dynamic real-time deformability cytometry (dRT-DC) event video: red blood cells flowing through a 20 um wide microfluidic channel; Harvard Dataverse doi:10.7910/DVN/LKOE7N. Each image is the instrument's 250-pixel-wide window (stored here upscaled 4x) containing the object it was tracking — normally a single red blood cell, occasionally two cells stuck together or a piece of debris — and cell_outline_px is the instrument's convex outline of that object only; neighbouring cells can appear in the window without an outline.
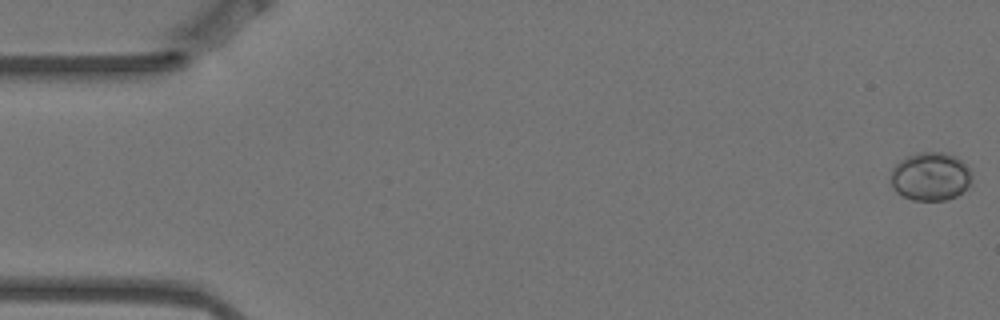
{"species": "Egyptian fruit bat (a non-hibernating species)", "species_latin": "Rousettus aegyptiacus", "temperature_condition": "warm", "stored_images_in_passage": 5, "camera_frame_rate_fps": 3000, "um_per_image_px": 0.085, "animal": {"sex": "female"}, "frame": {"image": 1, "passage_image": 1, "time_ms": 0.0, "image_size_px": [1000, 320], "cell_outline_px": [[972, 184], [956, 196], [944, 200], [912, 200], [896, 192], [892, 188], [892, 168], [900, 160], [908, 156], [920, 152], [944, 152], [956, 156], [972, 172]], "centroid_in_image_um": [79.11, 15.0], "position_along_channel_um": 5.9, "area_um2": 22.89}}
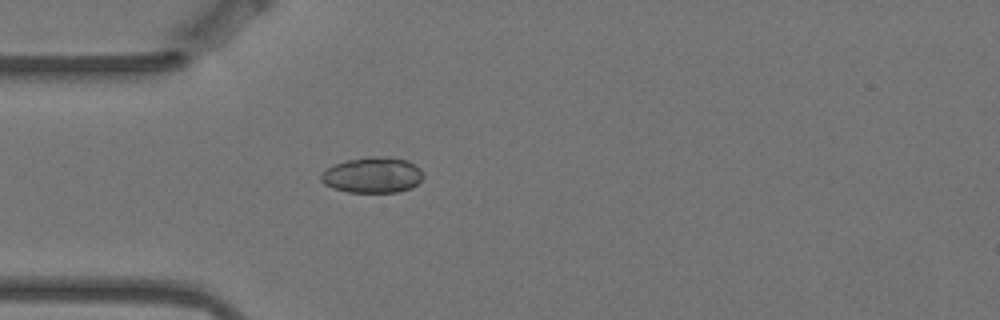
{"frame": {"image": 2, "passage_image": 5, "time_ms": 1.333, "image_size_px": [1000, 320], "cell_outline_px": [[424, 176], [412, 188], [396, 192], [348, 192], [332, 188], [324, 184], [320, 180], [320, 176], [328, 168], [336, 164], [348, 160], [368, 156], [388, 156], [408, 160], [420, 168]], "centroid_in_image_um": [31.69, 14.87], "position_along_channel_um": 53.3, "area_um2": 21.33}}